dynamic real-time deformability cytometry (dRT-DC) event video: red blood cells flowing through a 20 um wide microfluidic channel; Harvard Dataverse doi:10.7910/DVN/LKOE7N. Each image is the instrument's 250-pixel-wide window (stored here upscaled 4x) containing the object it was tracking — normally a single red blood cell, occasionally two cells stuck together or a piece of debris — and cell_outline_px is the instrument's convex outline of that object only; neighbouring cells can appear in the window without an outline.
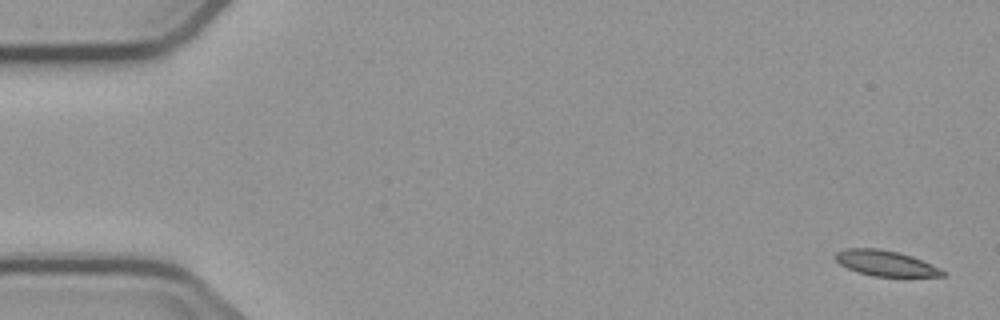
{"species": "common noctule bat (a hibernating species)", "species_latin": "Nyctalus noctula", "temperature_condition": "cold", "stored_images_in_passage": 5, "camera_frame_rate_fps": 3000, "um_per_image_px": 0.085, "animal": {"sex": "male", "body_mass_g": 23.1, "forearm_length_mm": 52.7}, "frame": {"image": 1, "passage_image": 1, "time_ms": 0.0, "image_size_px": [1000, 320], "cell_outline_px": [[948, 272], [944, 276], [872, 276], [856, 272], [840, 264], [832, 256], [836, 252], [844, 248], [880, 248], [900, 252], [912, 256], [940, 268]], "centroid_in_image_um": [75.25, 22.36], "position_along_channel_um": 9.8, "area_um2": 16.13}}